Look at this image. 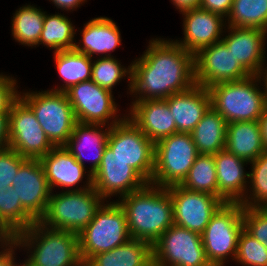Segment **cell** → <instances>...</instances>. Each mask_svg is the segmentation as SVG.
I'll use <instances>...</instances> for the list:
<instances>
[{"label":"cell","instance_id":"c3c4849f","mask_svg":"<svg viewBox=\"0 0 267 266\" xmlns=\"http://www.w3.org/2000/svg\"><path fill=\"white\" fill-rule=\"evenodd\" d=\"M257 77L258 79L261 81L263 80L264 83V88H263V92L265 93V97H266V100H267V66L265 67L264 66V63L263 65L261 66L259 72L257 73ZM265 89V90H264Z\"/></svg>","mask_w":267,"mask_h":266},{"label":"cell","instance_id":"f6af8a7d","mask_svg":"<svg viewBox=\"0 0 267 266\" xmlns=\"http://www.w3.org/2000/svg\"><path fill=\"white\" fill-rule=\"evenodd\" d=\"M259 123L261 127L262 142H263L265 151H267V102L265 104L263 114L259 120Z\"/></svg>","mask_w":267,"mask_h":266},{"label":"cell","instance_id":"44dd1931","mask_svg":"<svg viewBox=\"0 0 267 266\" xmlns=\"http://www.w3.org/2000/svg\"><path fill=\"white\" fill-rule=\"evenodd\" d=\"M227 29L229 33L221 41L251 75H257L266 61L264 47L267 32L259 28L236 26H228Z\"/></svg>","mask_w":267,"mask_h":266},{"label":"cell","instance_id":"1f68e13d","mask_svg":"<svg viewBox=\"0 0 267 266\" xmlns=\"http://www.w3.org/2000/svg\"><path fill=\"white\" fill-rule=\"evenodd\" d=\"M75 27L71 20L63 14L48 15L45 12L43 29L38 42L44 46L54 49V52L73 50L76 41Z\"/></svg>","mask_w":267,"mask_h":266},{"label":"cell","instance_id":"5bb4252c","mask_svg":"<svg viewBox=\"0 0 267 266\" xmlns=\"http://www.w3.org/2000/svg\"><path fill=\"white\" fill-rule=\"evenodd\" d=\"M194 65L195 84L206 88L218 83L239 81L251 75L222 41L195 54Z\"/></svg>","mask_w":267,"mask_h":266},{"label":"cell","instance_id":"9c48e42d","mask_svg":"<svg viewBox=\"0 0 267 266\" xmlns=\"http://www.w3.org/2000/svg\"><path fill=\"white\" fill-rule=\"evenodd\" d=\"M241 203H223L201 234L206 257L212 266H224L235 259L238 238L244 228Z\"/></svg>","mask_w":267,"mask_h":266},{"label":"cell","instance_id":"ee69618b","mask_svg":"<svg viewBox=\"0 0 267 266\" xmlns=\"http://www.w3.org/2000/svg\"><path fill=\"white\" fill-rule=\"evenodd\" d=\"M173 5L176 6V9H179V12H184L192 10L193 8H198L200 6L201 0H171Z\"/></svg>","mask_w":267,"mask_h":266},{"label":"cell","instance_id":"681fc988","mask_svg":"<svg viewBox=\"0 0 267 266\" xmlns=\"http://www.w3.org/2000/svg\"><path fill=\"white\" fill-rule=\"evenodd\" d=\"M9 238L0 230V244L1 246L8 240Z\"/></svg>","mask_w":267,"mask_h":266},{"label":"cell","instance_id":"f907efd6","mask_svg":"<svg viewBox=\"0 0 267 266\" xmlns=\"http://www.w3.org/2000/svg\"><path fill=\"white\" fill-rule=\"evenodd\" d=\"M149 266H159V265H157V264H155L154 262H152V263H150Z\"/></svg>","mask_w":267,"mask_h":266},{"label":"cell","instance_id":"8992f818","mask_svg":"<svg viewBox=\"0 0 267 266\" xmlns=\"http://www.w3.org/2000/svg\"><path fill=\"white\" fill-rule=\"evenodd\" d=\"M106 202L78 234L79 255L83 264L92 256L110 251L131 239L121 206L115 201Z\"/></svg>","mask_w":267,"mask_h":266},{"label":"cell","instance_id":"ffe728a7","mask_svg":"<svg viewBox=\"0 0 267 266\" xmlns=\"http://www.w3.org/2000/svg\"><path fill=\"white\" fill-rule=\"evenodd\" d=\"M128 118L155 144L177 133L173 115L165 99L134 101Z\"/></svg>","mask_w":267,"mask_h":266},{"label":"cell","instance_id":"d4e9b609","mask_svg":"<svg viewBox=\"0 0 267 266\" xmlns=\"http://www.w3.org/2000/svg\"><path fill=\"white\" fill-rule=\"evenodd\" d=\"M105 126L106 125L101 124H84L77 122L74 126L72 134L70 135V138L68 139V142L64 145L65 148L83 167H85V148L94 149V156L92 159V164L90 165L91 168H89V174L91 175H93L99 168L104 150L107 146V140L111 126H108L105 128V130H102L101 127Z\"/></svg>","mask_w":267,"mask_h":266},{"label":"cell","instance_id":"8d00e7d4","mask_svg":"<svg viewBox=\"0 0 267 266\" xmlns=\"http://www.w3.org/2000/svg\"><path fill=\"white\" fill-rule=\"evenodd\" d=\"M234 261L242 266H267V248L243 228Z\"/></svg>","mask_w":267,"mask_h":266},{"label":"cell","instance_id":"f1b7e54d","mask_svg":"<svg viewBox=\"0 0 267 266\" xmlns=\"http://www.w3.org/2000/svg\"><path fill=\"white\" fill-rule=\"evenodd\" d=\"M54 61L64 84L51 90L66 92L80 82L91 80L93 60L86 54L74 49L54 52Z\"/></svg>","mask_w":267,"mask_h":266},{"label":"cell","instance_id":"4316f807","mask_svg":"<svg viewBox=\"0 0 267 266\" xmlns=\"http://www.w3.org/2000/svg\"><path fill=\"white\" fill-rule=\"evenodd\" d=\"M153 262L152 245L130 239L116 248L92 256L84 266H149Z\"/></svg>","mask_w":267,"mask_h":266},{"label":"cell","instance_id":"2e32d148","mask_svg":"<svg viewBox=\"0 0 267 266\" xmlns=\"http://www.w3.org/2000/svg\"><path fill=\"white\" fill-rule=\"evenodd\" d=\"M95 191L105 201L107 197L120 195V198L145 187L148 182L124 160L113 154L106 146L101 164L92 175Z\"/></svg>","mask_w":267,"mask_h":266},{"label":"cell","instance_id":"74e56055","mask_svg":"<svg viewBox=\"0 0 267 266\" xmlns=\"http://www.w3.org/2000/svg\"><path fill=\"white\" fill-rule=\"evenodd\" d=\"M244 229L267 248V208L243 207Z\"/></svg>","mask_w":267,"mask_h":266},{"label":"cell","instance_id":"60d3db41","mask_svg":"<svg viewBox=\"0 0 267 266\" xmlns=\"http://www.w3.org/2000/svg\"><path fill=\"white\" fill-rule=\"evenodd\" d=\"M233 0H201L200 8L228 17Z\"/></svg>","mask_w":267,"mask_h":266},{"label":"cell","instance_id":"5b68a950","mask_svg":"<svg viewBox=\"0 0 267 266\" xmlns=\"http://www.w3.org/2000/svg\"><path fill=\"white\" fill-rule=\"evenodd\" d=\"M51 192L47 209L38 221L47 228L79 234L106 202L94 187L81 191Z\"/></svg>","mask_w":267,"mask_h":266},{"label":"cell","instance_id":"52a82bcc","mask_svg":"<svg viewBox=\"0 0 267 266\" xmlns=\"http://www.w3.org/2000/svg\"><path fill=\"white\" fill-rule=\"evenodd\" d=\"M19 92V98L33 111L54 146H64L77 123L66 92L53 90Z\"/></svg>","mask_w":267,"mask_h":266},{"label":"cell","instance_id":"8fae6325","mask_svg":"<svg viewBox=\"0 0 267 266\" xmlns=\"http://www.w3.org/2000/svg\"><path fill=\"white\" fill-rule=\"evenodd\" d=\"M153 262L159 266H212L200 234L173 224L152 246Z\"/></svg>","mask_w":267,"mask_h":266},{"label":"cell","instance_id":"484cf974","mask_svg":"<svg viewBox=\"0 0 267 266\" xmlns=\"http://www.w3.org/2000/svg\"><path fill=\"white\" fill-rule=\"evenodd\" d=\"M225 149L249 163L264 153L259 121L228 123Z\"/></svg>","mask_w":267,"mask_h":266},{"label":"cell","instance_id":"603a6c76","mask_svg":"<svg viewBox=\"0 0 267 266\" xmlns=\"http://www.w3.org/2000/svg\"><path fill=\"white\" fill-rule=\"evenodd\" d=\"M177 133H191L211 107L208 88L194 85L191 89L166 98Z\"/></svg>","mask_w":267,"mask_h":266},{"label":"cell","instance_id":"f35d334b","mask_svg":"<svg viewBox=\"0 0 267 266\" xmlns=\"http://www.w3.org/2000/svg\"><path fill=\"white\" fill-rule=\"evenodd\" d=\"M26 159L10 148L0 151V190L7 191L11 187L20 165Z\"/></svg>","mask_w":267,"mask_h":266},{"label":"cell","instance_id":"30bf717a","mask_svg":"<svg viewBox=\"0 0 267 266\" xmlns=\"http://www.w3.org/2000/svg\"><path fill=\"white\" fill-rule=\"evenodd\" d=\"M107 146L151 184L155 144L127 116L111 126Z\"/></svg>","mask_w":267,"mask_h":266},{"label":"cell","instance_id":"836d02e7","mask_svg":"<svg viewBox=\"0 0 267 266\" xmlns=\"http://www.w3.org/2000/svg\"><path fill=\"white\" fill-rule=\"evenodd\" d=\"M226 26L259 28L267 32V0H233Z\"/></svg>","mask_w":267,"mask_h":266},{"label":"cell","instance_id":"ba28073f","mask_svg":"<svg viewBox=\"0 0 267 266\" xmlns=\"http://www.w3.org/2000/svg\"><path fill=\"white\" fill-rule=\"evenodd\" d=\"M199 155L191 133H175L155 143L151 184L158 187L180 185Z\"/></svg>","mask_w":267,"mask_h":266},{"label":"cell","instance_id":"e0dca14e","mask_svg":"<svg viewBox=\"0 0 267 266\" xmlns=\"http://www.w3.org/2000/svg\"><path fill=\"white\" fill-rule=\"evenodd\" d=\"M11 187L23 209L38 222L47 209L51 190L39 159H26L19 168Z\"/></svg>","mask_w":267,"mask_h":266},{"label":"cell","instance_id":"cb8c5ba5","mask_svg":"<svg viewBox=\"0 0 267 266\" xmlns=\"http://www.w3.org/2000/svg\"><path fill=\"white\" fill-rule=\"evenodd\" d=\"M80 43H75L74 50L84 53L90 58L93 54H105L104 57L111 56L107 54L113 52L121 45V35L116 23L107 17H97L85 24ZM80 46H79V45Z\"/></svg>","mask_w":267,"mask_h":266},{"label":"cell","instance_id":"d6986e66","mask_svg":"<svg viewBox=\"0 0 267 266\" xmlns=\"http://www.w3.org/2000/svg\"><path fill=\"white\" fill-rule=\"evenodd\" d=\"M39 160L44 168L51 192L55 187L65 188L66 191H81L93 187L92 175L88 174L89 170L86 171V168L74 158L65 146H55ZM85 173H87L85 186H80V188L78 186L76 187L86 176Z\"/></svg>","mask_w":267,"mask_h":266},{"label":"cell","instance_id":"ac0fdd59","mask_svg":"<svg viewBox=\"0 0 267 266\" xmlns=\"http://www.w3.org/2000/svg\"><path fill=\"white\" fill-rule=\"evenodd\" d=\"M184 39L175 40L186 51L197 54L201 49L222 40L227 23L222 15L200 7L182 12ZM222 35V37H221Z\"/></svg>","mask_w":267,"mask_h":266},{"label":"cell","instance_id":"4dcf8cb0","mask_svg":"<svg viewBox=\"0 0 267 266\" xmlns=\"http://www.w3.org/2000/svg\"><path fill=\"white\" fill-rule=\"evenodd\" d=\"M45 12L33 5H25L16 10L12 19V36L22 45L36 47L38 45Z\"/></svg>","mask_w":267,"mask_h":266},{"label":"cell","instance_id":"277c9868","mask_svg":"<svg viewBox=\"0 0 267 266\" xmlns=\"http://www.w3.org/2000/svg\"><path fill=\"white\" fill-rule=\"evenodd\" d=\"M258 82L261 83L257 75H250L209 87L211 107L228 123L259 121L267 100Z\"/></svg>","mask_w":267,"mask_h":266},{"label":"cell","instance_id":"bcb514c9","mask_svg":"<svg viewBox=\"0 0 267 266\" xmlns=\"http://www.w3.org/2000/svg\"><path fill=\"white\" fill-rule=\"evenodd\" d=\"M0 248V266H10V239H8Z\"/></svg>","mask_w":267,"mask_h":266},{"label":"cell","instance_id":"7a4b0ae2","mask_svg":"<svg viewBox=\"0 0 267 266\" xmlns=\"http://www.w3.org/2000/svg\"><path fill=\"white\" fill-rule=\"evenodd\" d=\"M125 212L131 239L153 244L174 224L173 203L165 187L148 183L116 201Z\"/></svg>","mask_w":267,"mask_h":266},{"label":"cell","instance_id":"9a60e30c","mask_svg":"<svg viewBox=\"0 0 267 266\" xmlns=\"http://www.w3.org/2000/svg\"><path fill=\"white\" fill-rule=\"evenodd\" d=\"M167 190L173 203L174 224L200 235L224 203L215 195L190 191L180 185L169 186Z\"/></svg>","mask_w":267,"mask_h":266},{"label":"cell","instance_id":"7bdbcfd3","mask_svg":"<svg viewBox=\"0 0 267 266\" xmlns=\"http://www.w3.org/2000/svg\"><path fill=\"white\" fill-rule=\"evenodd\" d=\"M52 3L61 10L73 11L78 8L86 0H50Z\"/></svg>","mask_w":267,"mask_h":266},{"label":"cell","instance_id":"83f0119b","mask_svg":"<svg viewBox=\"0 0 267 266\" xmlns=\"http://www.w3.org/2000/svg\"><path fill=\"white\" fill-rule=\"evenodd\" d=\"M228 122L212 107L191 132L199 154L214 155L225 149Z\"/></svg>","mask_w":267,"mask_h":266},{"label":"cell","instance_id":"b9f144b4","mask_svg":"<svg viewBox=\"0 0 267 266\" xmlns=\"http://www.w3.org/2000/svg\"><path fill=\"white\" fill-rule=\"evenodd\" d=\"M9 145V115H0V151Z\"/></svg>","mask_w":267,"mask_h":266},{"label":"cell","instance_id":"f546056e","mask_svg":"<svg viewBox=\"0 0 267 266\" xmlns=\"http://www.w3.org/2000/svg\"><path fill=\"white\" fill-rule=\"evenodd\" d=\"M36 221L23 209L13 187L0 190V230L13 239Z\"/></svg>","mask_w":267,"mask_h":266},{"label":"cell","instance_id":"ab89813d","mask_svg":"<svg viewBox=\"0 0 267 266\" xmlns=\"http://www.w3.org/2000/svg\"><path fill=\"white\" fill-rule=\"evenodd\" d=\"M16 78L0 74V115H9L11 105L19 98Z\"/></svg>","mask_w":267,"mask_h":266},{"label":"cell","instance_id":"d6a6232c","mask_svg":"<svg viewBox=\"0 0 267 266\" xmlns=\"http://www.w3.org/2000/svg\"><path fill=\"white\" fill-rule=\"evenodd\" d=\"M180 186L190 191L209 193L218 197L217 171L213 155L199 154Z\"/></svg>","mask_w":267,"mask_h":266},{"label":"cell","instance_id":"d590c367","mask_svg":"<svg viewBox=\"0 0 267 266\" xmlns=\"http://www.w3.org/2000/svg\"><path fill=\"white\" fill-rule=\"evenodd\" d=\"M251 172L248 183L250 195L243 198V207H266L267 208V151L250 162ZM251 179V180H250ZM252 191V192H251Z\"/></svg>","mask_w":267,"mask_h":266},{"label":"cell","instance_id":"e575fe53","mask_svg":"<svg viewBox=\"0 0 267 266\" xmlns=\"http://www.w3.org/2000/svg\"><path fill=\"white\" fill-rule=\"evenodd\" d=\"M100 57L93 61L91 80L98 86L112 91L114 86L126 76L129 82L128 90L131 91V66L125 68L112 56L102 57L101 55Z\"/></svg>","mask_w":267,"mask_h":266},{"label":"cell","instance_id":"7402d4cb","mask_svg":"<svg viewBox=\"0 0 267 266\" xmlns=\"http://www.w3.org/2000/svg\"><path fill=\"white\" fill-rule=\"evenodd\" d=\"M213 157L217 171L218 197L224 203H242L249 191V172L244 169L249 162L226 149L217 152Z\"/></svg>","mask_w":267,"mask_h":266},{"label":"cell","instance_id":"7c38bea8","mask_svg":"<svg viewBox=\"0 0 267 266\" xmlns=\"http://www.w3.org/2000/svg\"><path fill=\"white\" fill-rule=\"evenodd\" d=\"M77 122L113 126L126 116L118 117V107L112 91L98 86L92 80L80 82L66 91ZM109 119L111 122L109 123Z\"/></svg>","mask_w":267,"mask_h":266},{"label":"cell","instance_id":"4fadbf2b","mask_svg":"<svg viewBox=\"0 0 267 266\" xmlns=\"http://www.w3.org/2000/svg\"><path fill=\"white\" fill-rule=\"evenodd\" d=\"M55 146L47 138L33 111L18 98L9 112V145L21 156L40 159Z\"/></svg>","mask_w":267,"mask_h":266},{"label":"cell","instance_id":"7dc6e473","mask_svg":"<svg viewBox=\"0 0 267 266\" xmlns=\"http://www.w3.org/2000/svg\"><path fill=\"white\" fill-rule=\"evenodd\" d=\"M16 247V248H15ZM19 247V245L13 240L10 239V266H33L32 261L27 258L24 263L22 264H16L15 263V250ZM14 248V249H13Z\"/></svg>","mask_w":267,"mask_h":266},{"label":"cell","instance_id":"6da1fadb","mask_svg":"<svg viewBox=\"0 0 267 266\" xmlns=\"http://www.w3.org/2000/svg\"><path fill=\"white\" fill-rule=\"evenodd\" d=\"M130 66L135 101L166 99L195 85L194 55L170 39L150 40Z\"/></svg>","mask_w":267,"mask_h":266},{"label":"cell","instance_id":"3957f363","mask_svg":"<svg viewBox=\"0 0 267 266\" xmlns=\"http://www.w3.org/2000/svg\"><path fill=\"white\" fill-rule=\"evenodd\" d=\"M13 240L19 248H28L33 266H84L79 255L78 234L73 232L54 230L35 222Z\"/></svg>","mask_w":267,"mask_h":266}]
</instances>
